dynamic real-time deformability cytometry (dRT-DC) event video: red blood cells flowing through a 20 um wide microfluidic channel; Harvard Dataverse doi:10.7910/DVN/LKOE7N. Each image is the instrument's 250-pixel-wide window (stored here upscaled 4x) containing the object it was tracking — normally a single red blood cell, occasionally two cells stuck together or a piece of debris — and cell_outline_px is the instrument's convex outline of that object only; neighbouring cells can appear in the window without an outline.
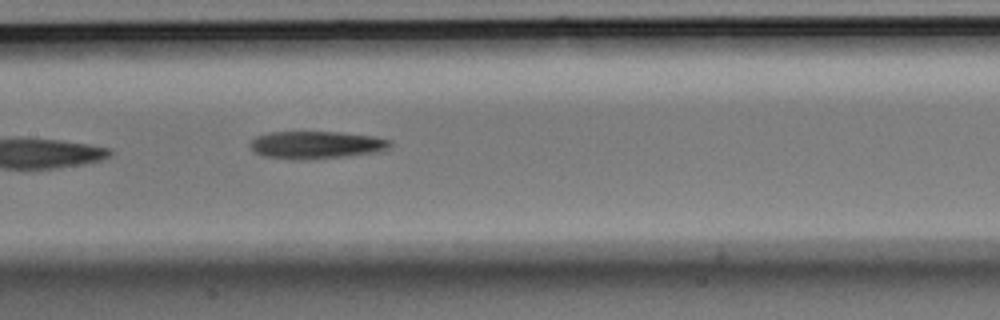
{"species": "Egyptian fruit bat (a non-hibernating species)", "species_latin": "Rousettus aegyptiacus", "temperature_condition": "room temperature", "stored_images_in_passage": 6, "camera_frame_rate_fps": 3000, "um_per_image_px": 0.085, "animal": {"sex": "male"}, "frame": {"image": 1, "passage_image": 6, "time_ms": 1.667, "image_size_px": [1000, 320], "cell_outline_px": [[392, 148], [380, 152], [348, 156], [308, 160], [288, 160], [264, 156], [252, 152], [248, 144], [256, 136], [272, 132], [340, 132], [376, 136], [392, 140]], "centroid_in_image_um": [26.91, 12.33], "position_along_channel_um": 180.5, "area_um2": 23.18}}